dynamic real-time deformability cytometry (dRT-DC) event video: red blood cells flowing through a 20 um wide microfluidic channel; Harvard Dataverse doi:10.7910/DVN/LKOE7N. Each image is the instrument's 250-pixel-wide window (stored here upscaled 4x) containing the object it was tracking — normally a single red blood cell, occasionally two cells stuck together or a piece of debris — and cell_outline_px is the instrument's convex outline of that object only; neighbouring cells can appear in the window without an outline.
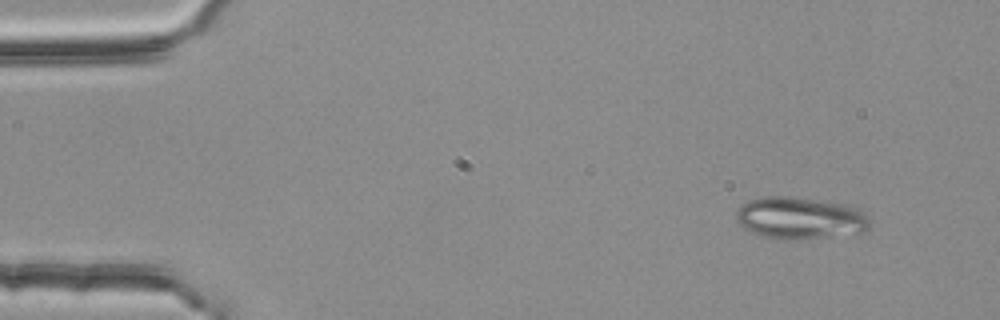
{"species": "common noctule bat (a hibernating species)", "species_latin": "Nyctalus noctula", "temperature_condition": "room temperature", "stored_images_in_passage": 3, "camera_frame_rate_fps": 3000, "um_per_image_px": 0.085, "animal": {"sex": "female", "body_mass_g": 25.1}, "frame": {"image": 1, "passage_image": 1, "time_ms": 0.0, "image_size_px": [1000, 320], "cell_outline_px": [[868, 232], [788, 240], [756, 236], [744, 228], [736, 220], [736, 212], [740, 204], [748, 200], [768, 196], [780, 196], [848, 204], [860, 208], [868, 216]], "centroid_in_image_um": [67.98, 18.54], "position_along_channel_um": 17.0, "area_um2": 32.83}}